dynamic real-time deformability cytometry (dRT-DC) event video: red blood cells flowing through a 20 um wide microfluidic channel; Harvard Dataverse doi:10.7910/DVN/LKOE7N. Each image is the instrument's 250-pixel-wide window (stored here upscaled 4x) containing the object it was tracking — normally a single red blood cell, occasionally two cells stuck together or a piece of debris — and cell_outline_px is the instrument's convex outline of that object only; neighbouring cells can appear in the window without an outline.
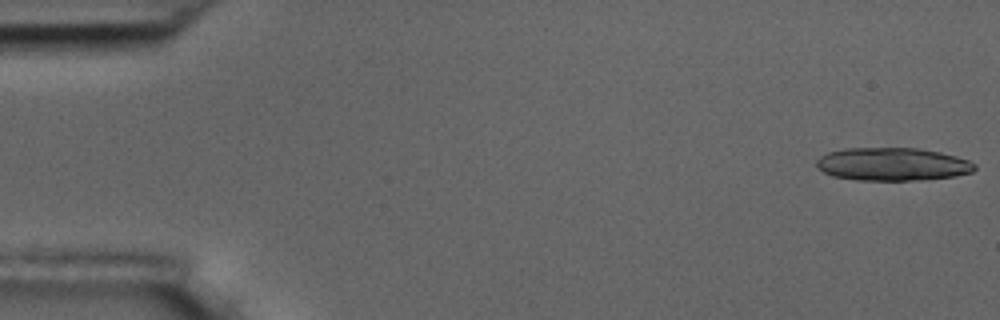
{"species": "common noctule bat (a hibernating species)", "species_latin": "Nyctalus noctula", "temperature_condition": "room temperature", "stored_images_in_passage": 6, "camera_frame_rate_fps": 3000, "um_per_image_px": 0.085, "animal": {"sex": "male", "body_mass_g": 17.5, "forearm_length_mm": 52.3}, "frame": {"image": 1, "passage_image": 1, "time_ms": 0.0, "image_size_px": [1000, 320], "cell_outline_px": [[976, 168], [972, 172], [956, 176], [924, 180], [856, 180], [832, 176], [816, 168], [816, 160], [820, 156], [828, 152], [844, 148], [920, 148], [940, 152], [956, 156], [968, 160], [976, 164]], "centroid_in_image_um": [75.85, 13.96], "position_along_channel_um": 9.1, "area_um2": 30.75}}
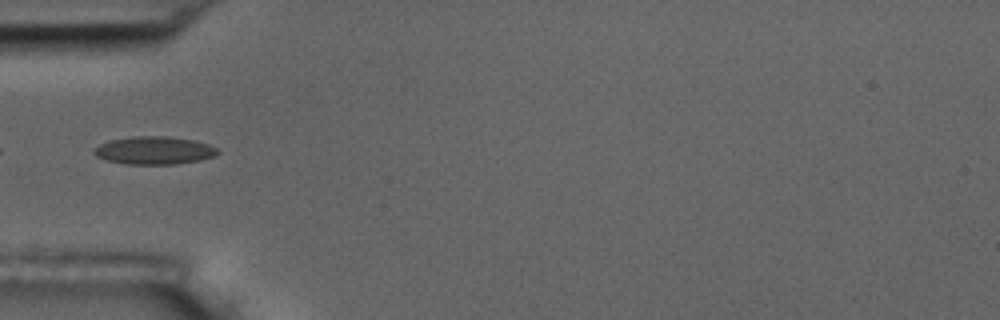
{"frame": {"image": 2, "passage_image": 6, "time_ms": 5.667, "image_size_px": [1000, 320], "cell_outline_px": [[220, 152], [216, 156], [200, 160], [176, 164], [124, 164], [108, 160], [96, 156], [92, 152], [100, 144], [108, 140], [132, 136], [164, 136], [192, 140], [208, 144], [216, 148]], "centroid_in_image_um": [13.11, 12.79], "position_along_channel_um": 71.9, "area_um2": 20.06}}